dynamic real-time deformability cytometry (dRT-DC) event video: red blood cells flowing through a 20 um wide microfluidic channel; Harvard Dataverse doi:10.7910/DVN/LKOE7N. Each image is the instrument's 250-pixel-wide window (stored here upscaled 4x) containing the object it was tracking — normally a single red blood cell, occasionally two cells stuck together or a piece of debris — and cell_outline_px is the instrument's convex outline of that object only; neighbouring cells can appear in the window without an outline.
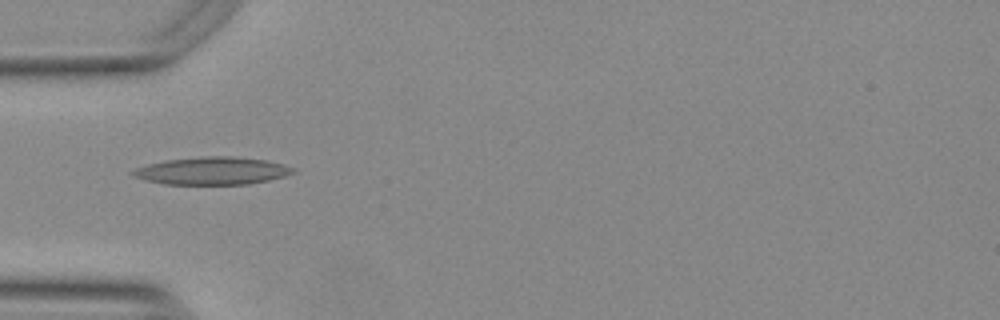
{"species": "Egyptian fruit bat (a non-hibernating species)", "species_latin": "Rousettus aegyptiacus", "temperature_condition": "warm", "stored_images_in_passage": 45, "camera_frame_rate_fps": 3000, "um_per_image_px": 0.085, "animal": {"sex": "female"}, "frame": {"image": 1, "passage_image": 8, "time_ms": 2.333, "image_size_px": [1000, 320], "cell_outline_px": [[296, 172], [284, 176], [268, 180], [248, 184], [164, 184], [144, 180], [128, 172], [136, 168], [148, 164], [164, 160], [204, 156], [232, 156], [268, 160], [284, 164], [292, 168]], "centroid_in_image_um": [18.03, 14.51], "position_along_channel_um": 67.0, "area_um2": 25.78}}
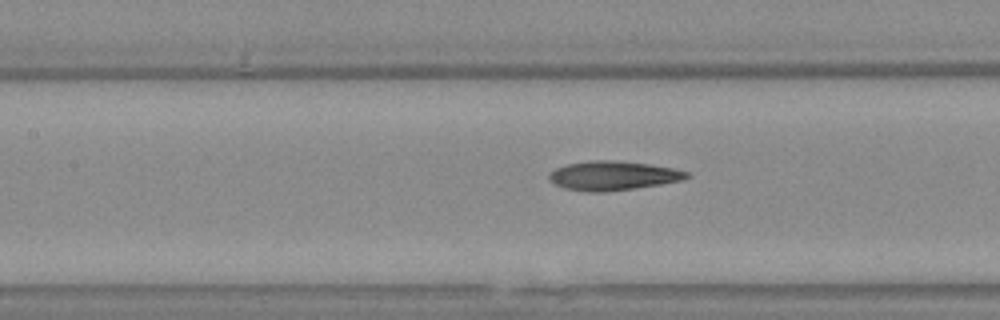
{"frame": {"image": 2, "passage_image": 15, "time_ms": 4.667, "image_size_px": [1000, 320], "cell_outline_px": [[692, 176], [680, 180], [660, 184], [636, 188], [604, 192], [588, 192], [564, 188], [556, 184], [548, 176], [548, 172], [556, 168], [568, 164], [592, 160], [616, 160], [648, 164], [672, 168], [688, 172]], "centroid_in_image_um": [52.09, 14.93], "position_along_channel_um": 155.3, "area_um2": 23.24}}
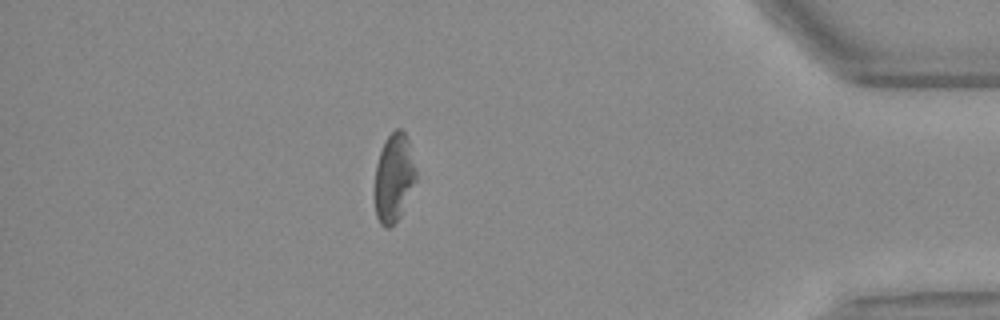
{"frame": {"image": 3, "passage_image": 38, "time_ms": 12.333, "image_size_px": [1000, 320], "cell_outline_px": [[416, 180], [396, 220], [388, 228], [384, 228], [380, 224], [376, 216], [376, 164], [380, 152], [388, 136], [396, 128], [400, 128], [408, 136], [416, 172]], "centroid_in_image_um": [33.48, 15.06], "position_along_channel_um": 401.7, "area_um2": 20.58}, "authors_computed_cell_mechanics": {"area_um2": 23.0044, "velocity_mm_per_s": 3.7721, "shape_relaxation_time_tau1_ms": 6.0615, "shape_relaxation_time_tau2_ms": 5.1978, "deformation_change_tau1": 0.2015, "deformation_change_tau2": 0.1786}}